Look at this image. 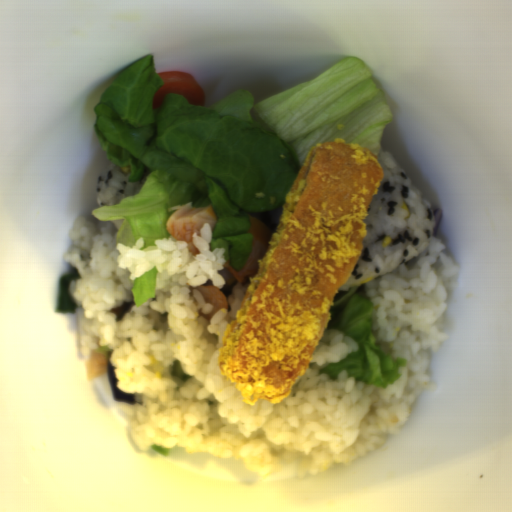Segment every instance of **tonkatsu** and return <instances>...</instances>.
<instances>
[{"label":"tonkatsu","mask_w":512,"mask_h":512,"mask_svg":"<svg viewBox=\"0 0 512 512\" xmlns=\"http://www.w3.org/2000/svg\"><path fill=\"white\" fill-rule=\"evenodd\" d=\"M383 177L374 152L361 145L311 146L218 352L242 402L279 405L290 397L365 246Z\"/></svg>","instance_id":"1"}]
</instances>
